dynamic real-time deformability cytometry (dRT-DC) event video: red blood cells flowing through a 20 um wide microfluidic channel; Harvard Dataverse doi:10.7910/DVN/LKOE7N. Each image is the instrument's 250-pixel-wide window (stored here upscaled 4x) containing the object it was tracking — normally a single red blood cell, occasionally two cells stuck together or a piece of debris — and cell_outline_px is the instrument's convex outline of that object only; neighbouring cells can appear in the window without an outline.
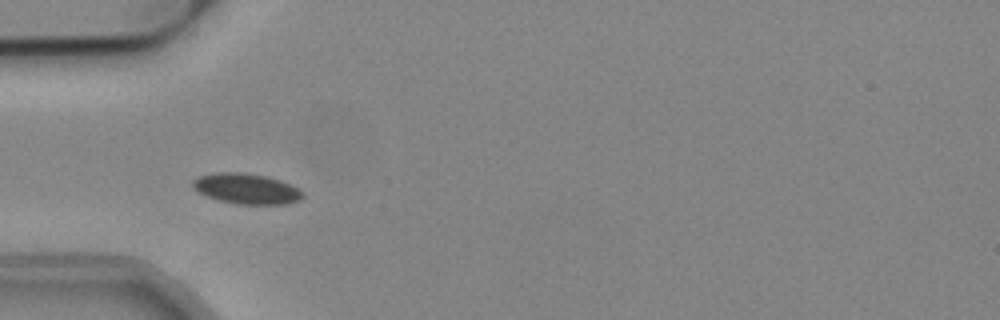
{"species": "common noctule bat (a hibernating species)", "species_latin": "Nyctalus noctula", "temperature_condition": "cold", "stored_images_in_passage": 39, "camera_frame_rate_fps": 3000, "um_per_image_px": 0.085, "animal": {"sex": "male", "body_mass_g": 19.2, "forearm_length_mm": 51.8}, "frame": {"image": 1, "passage_image": 2, "time_ms": 0.333, "image_size_px": [1000, 320], "cell_outline_px": [[304, 196], [300, 200], [284, 204], [236, 204], [220, 200], [208, 196], [192, 188], [192, 180], [200, 176], [216, 172], [240, 172], [264, 176], [280, 180], [300, 188], [304, 192]], "centroid_in_image_um": [20.98, 16.04], "position_along_channel_um": 64.0, "area_um2": 19.48}}
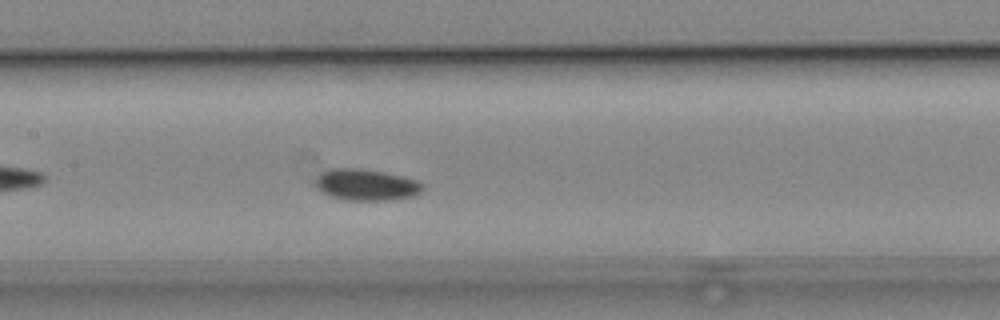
{"frame": {"image": 2, "passage_image": 11, "time_ms": 3.333, "image_size_px": [1000, 320], "cell_outline_px": [[424, 188], [420, 192], [412, 196], [388, 200], [344, 200], [320, 192], [316, 188], [316, 180], [324, 172], [332, 168], [360, 168], [384, 172], [404, 176], [420, 180], [424, 184]], "centroid_in_image_um": [31.17, 15.7], "position_along_channel_um": 176.2, "area_um2": 19.65}}
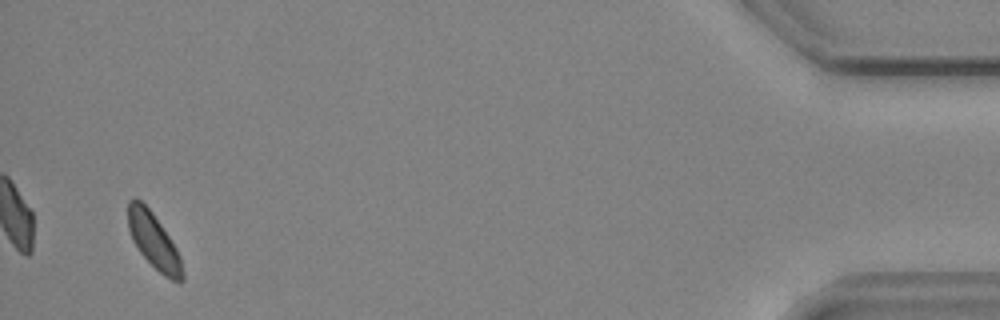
{"frame": {"image": 3, "passage_image": 37, "time_ms": 12.0, "image_size_px": [1000, 320], "cell_outline_px": [[184, 280], [180, 284], [164, 276], [140, 252], [132, 240], [128, 228], [128, 200], [136, 196], [152, 212], [176, 248], [180, 256], [184, 272]], "centroid_in_image_um": [13.07, 20.49], "position_along_channel_um": 422.1, "area_um2": 17.46}, "authors_computed_cell_mechanics": {"area_um2": 18.785, "velocity_mm_per_s": 3.7785, "shape_relaxation_time_tau1_ms": 3.7946, "shape_relaxation_time_tau2_ms": null, "deformation_change_tau1": 0.0383, "deformation_change_tau2": null}}